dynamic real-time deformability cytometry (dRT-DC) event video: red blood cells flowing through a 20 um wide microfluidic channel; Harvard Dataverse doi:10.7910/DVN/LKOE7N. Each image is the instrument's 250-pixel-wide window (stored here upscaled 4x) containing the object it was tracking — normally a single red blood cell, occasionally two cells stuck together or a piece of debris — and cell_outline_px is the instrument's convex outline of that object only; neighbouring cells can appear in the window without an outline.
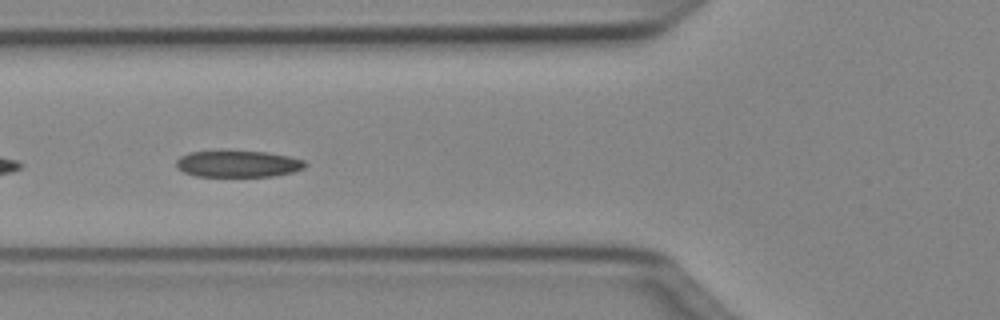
{"species": "Egyptian fruit bat (a non-hibernating species)", "species_latin": "Rousettus aegyptiacus", "temperature_condition": "cold", "stored_images_in_passage": 14, "camera_frame_rate_fps": 3000, "um_per_image_px": 0.085, "animal": {"sex": "female"}, "frame": {"image": 1, "passage_image": 5, "time_ms": 1.333, "image_size_px": [1000, 320], "cell_outline_px": [[308, 164], [304, 168], [292, 172], [276, 176], [196, 176], [184, 172], [176, 168], [176, 160], [180, 156], [188, 152], [268, 152], [288, 156], [304, 160]], "centroid_in_image_um": [20.24, 13.94], "position_along_channel_um": 105.6, "area_um2": 19.77}}
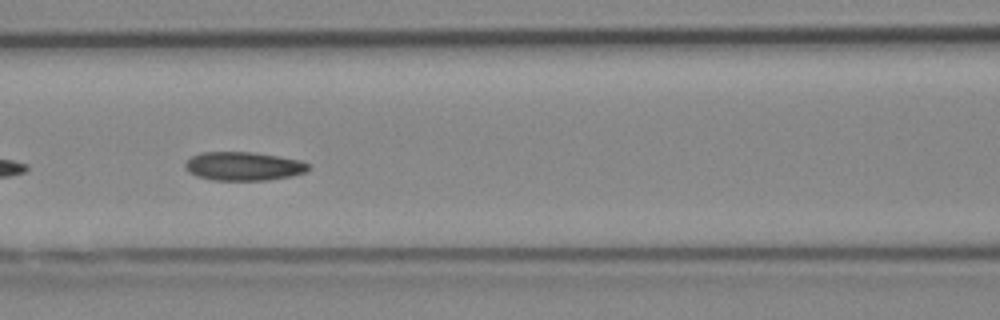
{"frame": {"image": 2, "passage_image": 8, "time_ms": 2.333, "image_size_px": [1000, 320], "cell_outline_px": [[312, 168], [308, 172], [292, 176], [268, 180], [212, 180], [196, 176], [188, 172], [184, 168], [184, 164], [192, 156], [200, 152], [252, 152], [300, 160], [308, 164]], "centroid_in_image_um": [20.7, 14.13], "position_along_channel_um": 145.9, "area_um2": 20.75}}